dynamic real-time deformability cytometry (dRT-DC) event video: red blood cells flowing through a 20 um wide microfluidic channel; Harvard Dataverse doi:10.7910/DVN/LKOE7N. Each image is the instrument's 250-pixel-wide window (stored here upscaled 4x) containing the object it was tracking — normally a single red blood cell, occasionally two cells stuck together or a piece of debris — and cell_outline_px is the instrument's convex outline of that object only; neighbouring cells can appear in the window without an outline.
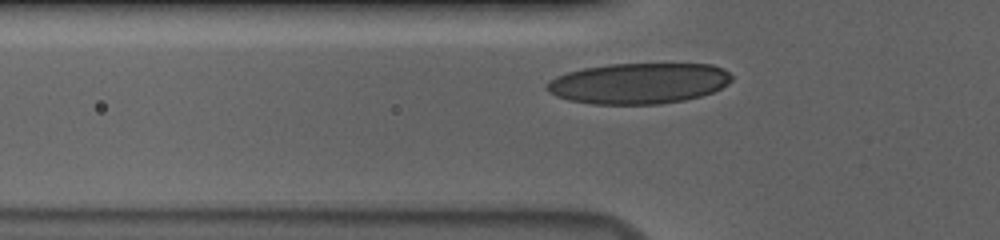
{"species": "human", "species_latin": "Homo sapiens", "temperature_condition": "cold", "stored_images_in_passage": 35, "camera_frame_rate_fps": 3000, "um_per_image_px": 0.085, "donor": {"sex": "male"}, "frame": {"image": 1, "passage_image": 8, "time_ms": 2.333, "image_size_px": [1000, 240], "cell_outline_px": [[732, 80], [728, 84], [712, 92], [700, 96], [684, 100], [660, 104], [592, 104], [568, 100], [556, 96], [548, 92], [544, 88], [544, 84], [556, 76], [568, 72], [584, 68], [608, 64], [712, 64], [724, 68], [732, 76]], "centroid_in_image_um": [54.27, 7.08], "position_along_channel_um": 71.5, "area_um2": 44.16}}
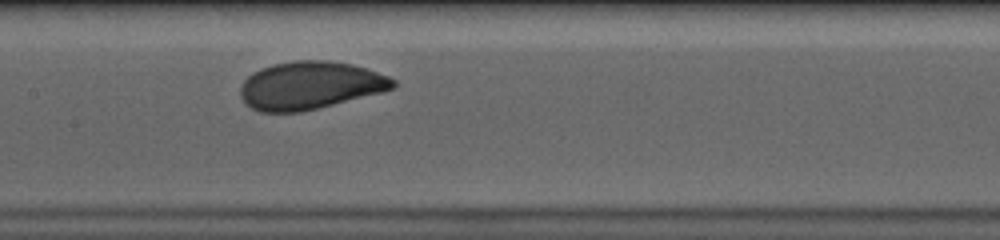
{"frame": {"image": 2, "passage_image": 17, "time_ms": 5.333, "image_size_px": [1000, 240], "cell_outline_px": [[396, 88], [384, 92], [300, 112], [260, 112], [252, 108], [240, 96], [240, 88], [244, 80], [252, 72], [260, 68], [272, 64], [296, 60], [328, 60], [352, 64], [388, 76], [396, 80]], "centroid_in_image_um": [26.36, 7.25], "position_along_channel_um": 181.0, "area_um2": 42.6}}
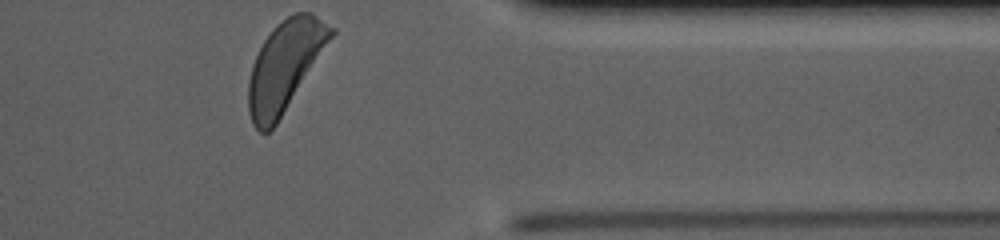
{"frame": {"image": 3, "passage_image": 35, "time_ms": 11.333, "image_size_px": [1000, 240], "cell_outline_px": [[336, 32], [276, 124], [268, 132], [260, 132], [252, 124], [248, 112], [248, 80], [252, 64], [264, 40], [276, 24], [292, 12], [312, 12], [336, 28]], "centroid_in_image_um": [24.21, 5.57], "position_along_channel_um": 387.2, "area_um2": 43.0}, "authors_computed_cell_mechanics": {"area_um2": 42.1362, "velocity_mm_per_s": 3.6497, "shape_relaxation_time_tau1_ms": 3.7478, "shape_relaxation_time_tau2_ms": null, "deformation_change_tau1": 0.171, "deformation_change_tau2": null}}